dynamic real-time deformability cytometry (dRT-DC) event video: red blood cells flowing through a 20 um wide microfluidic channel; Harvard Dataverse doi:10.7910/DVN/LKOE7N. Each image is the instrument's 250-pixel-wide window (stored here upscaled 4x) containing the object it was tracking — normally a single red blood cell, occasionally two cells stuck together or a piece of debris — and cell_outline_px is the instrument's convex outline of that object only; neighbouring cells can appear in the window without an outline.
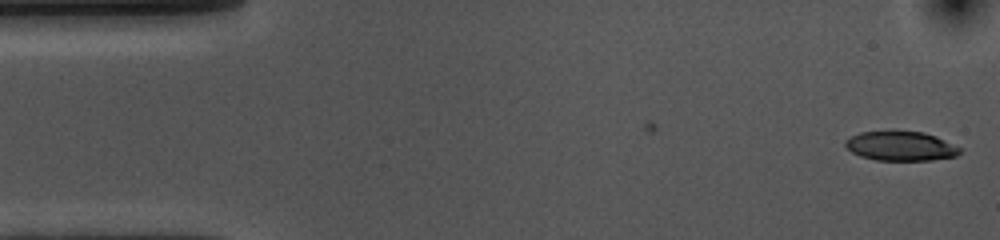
{"species": "common noctule bat (a hibernating species)", "species_latin": "Nyctalus noctula", "temperature_condition": "cold", "stored_images_in_passage": 6, "camera_frame_rate_fps": 3000, "um_per_image_px": 0.085, "animal": {"sex": "female", "body_mass_g": 10.0, "forearm_length_mm": 53.1}, "frame": {"image": 1, "passage_image": 6, "time_ms": 1.667, "image_size_px": [1000, 240], "cell_outline_px": [[960, 152], [956, 156], [932, 160], [876, 160], [860, 156], [852, 152], [844, 144], [844, 140], [860, 132], [924, 132], [936, 136], [960, 148]], "centroid_in_image_um": [76.55, 12.43], "position_along_channel_um": 8.5, "area_um2": 19.31}}